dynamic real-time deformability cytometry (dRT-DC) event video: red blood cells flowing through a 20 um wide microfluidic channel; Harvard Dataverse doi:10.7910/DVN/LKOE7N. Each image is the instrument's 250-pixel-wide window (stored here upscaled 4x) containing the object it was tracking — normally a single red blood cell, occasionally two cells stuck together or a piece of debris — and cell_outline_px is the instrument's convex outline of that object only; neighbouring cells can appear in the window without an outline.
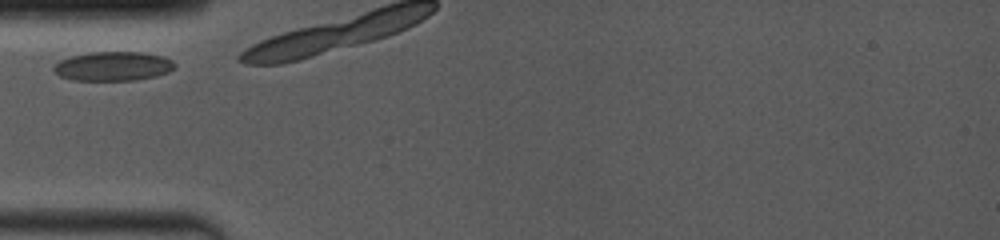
{"species": "common noctule bat (a hibernating species)", "species_latin": "Nyctalus noctula", "temperature_condition": "room temperature", "stored_images_in_passage": 3, "camera_frame_rate_fps": 4000, "um_per_image_px": 0.085, "animal": {"sex": "female", "body_mass_g": 19.0, "forearm_length_mm": 53.3}, "frame": {"image": 1, "passage_image": 1, "time_ms": 0.0, "image_size_px": [1000, 240], "cell_outline_px": [[176, 68], [168, 72], [156, 76], [136, 80], [72, 80], [60, 76], [52, 68], [60, 60], [72, 56], [92, 52], [140, 52], [160, 56], [172, 60], [176, 64]], "centroid_in_image_um": [9.63, 5.63], "position_along_channel_um": 75.4, "area_um2": 20.46}}